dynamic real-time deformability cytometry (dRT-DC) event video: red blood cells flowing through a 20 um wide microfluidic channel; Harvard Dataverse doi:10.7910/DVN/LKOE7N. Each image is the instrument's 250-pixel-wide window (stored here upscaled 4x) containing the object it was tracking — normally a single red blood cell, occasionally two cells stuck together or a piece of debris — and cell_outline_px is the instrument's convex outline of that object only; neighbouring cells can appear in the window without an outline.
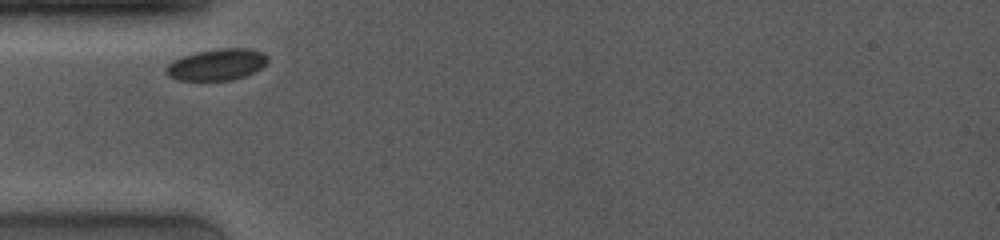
{"species": "common noctule bat (a hibernating species)", "species_latin": "Nyctalus noctula", "temperature_condition": "room temperature", "stored_images_in_passage": 2, "camera_frame_rate_fps": 4000, "um_per_image_px": 0.085, "animal": {"sex": "female", "body_mass_g": 19.0, "forearm_length_mm": 53.3}, "frame": {"image": 1, "passage_image": 1, "time_ms": 0.0, "image_size_px": [1000, 240], "cell_outline_px": [[268, 60], [260, 68], [244, 76], [232, 80], [180, 80], [168, 76], [164, 68], [168, 64], [184, 56], [196, 52], [216, 48], [248, 48], [264, 52], [268, 56]], "centroid_in_image_um": [18.44, 5.48], "position_along_channel_um": 66.6, "area_um2": 18.5}}